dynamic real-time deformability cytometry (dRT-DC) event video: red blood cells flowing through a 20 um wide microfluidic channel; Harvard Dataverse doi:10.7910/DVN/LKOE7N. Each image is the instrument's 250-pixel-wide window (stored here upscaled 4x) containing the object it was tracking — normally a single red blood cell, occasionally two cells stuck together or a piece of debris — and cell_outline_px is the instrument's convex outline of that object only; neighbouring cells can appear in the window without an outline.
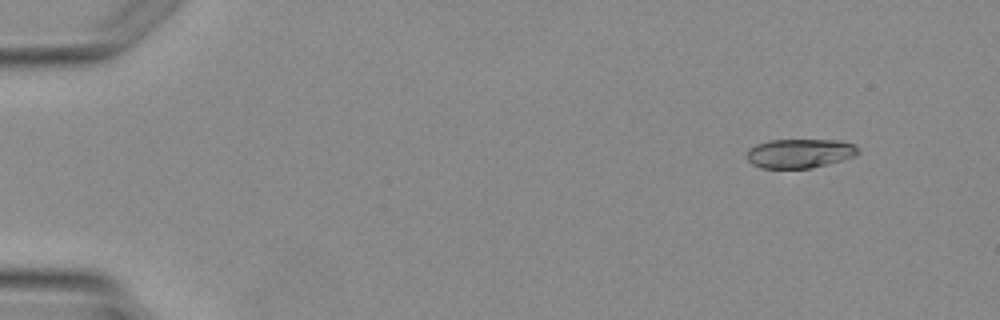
{"species": "Egyptian fruit bat (a non-hibernating species)", "species_latin": "Rousettus aegyptiacus", "temperature_condition": "warm", "stored_images_in_passage": 5, "camera_frame_rate_fps": 3000, "um_per_image_px": 0.085, "animal": {"sex": "female"}, "frame": {"image": 1, "passage_image": 2, "time_ms": 1.0, "image_size_px": [1000, 320], "cell_outline_px": [[860, 152], [856, 156], [828, 164], [808, 168], [760, 168], [752, 164], [748, 160], [748, 148], [756, 144], [768, 140], [836, 140], [852, 144], [860, 148]], "centroid_in_image_um": [67.98, 13.03], "position_along_channel_um": 17.0, "area_um2": 18.96}}